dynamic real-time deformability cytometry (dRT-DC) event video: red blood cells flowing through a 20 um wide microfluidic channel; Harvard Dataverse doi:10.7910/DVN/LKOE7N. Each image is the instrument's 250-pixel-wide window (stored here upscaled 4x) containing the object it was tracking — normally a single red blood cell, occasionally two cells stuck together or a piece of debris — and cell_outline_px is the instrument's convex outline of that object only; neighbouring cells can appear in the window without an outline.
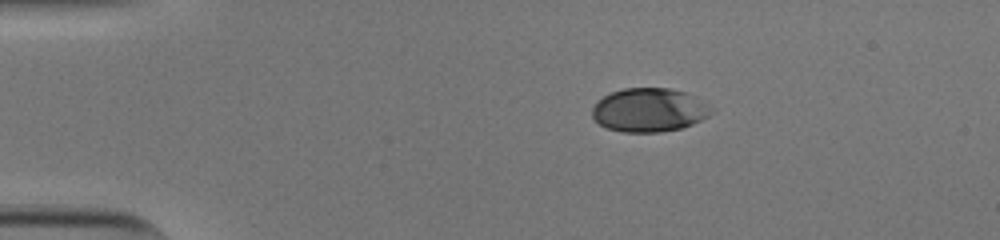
{"species": "human", "species_latin": "Homo sapiens", "temperature_condition": "cold", "stored_images_in_passage": 44, "camera_frame_rate_fps": 3000, "um_per_image_px": 0.085, "donor": {"sex": "male"}, "frame": {"image": 1, "passage_image": 1, "time_ms": 0.0, "image_size_px": [1000, 240], "cell_outline_px": [[712, 112], [708, 116], [692, 124], [680, 128], [660, 132], [624, 132], [608, 128], [600, 124], [592, 116], [592, 108], [596, 100], [612, 92], [624, 88], [672, 88], [684, 92], [708, 104]], "centroid_in_image_um": [55.14, 9.35], "position_along_channel_um": 29.9, "area_um2": 30.11}}
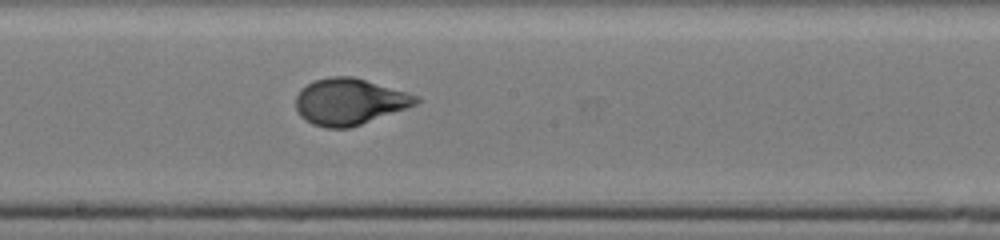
{"frame": {"image": 2, "passage_image": 21, "time_ms": 6.667, "image_size_px": [1000, 240], "cell_outline_px": [[420, 100], [416, 104], [360, 124], [348, 128], [324, 128], [312, 124], [304, 120], [300, 116], [296, 108], [296, 96], [300, 88], [312, 80], [328, 76], [352, 76], [408, 92], [420, 96]], "centroid_in_image_um": [29.65, 8.62], "position_along_channel_um": 218.6, "area_um2": 32.54}}
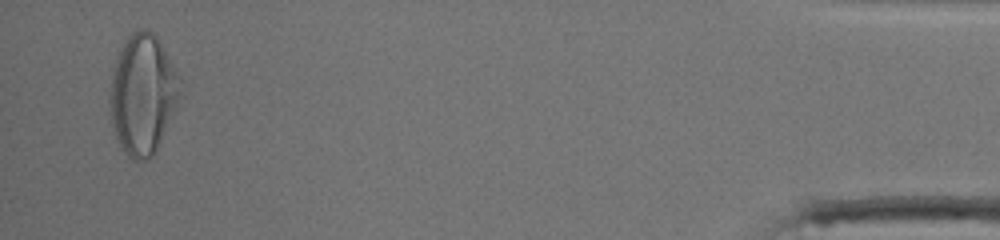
{"frame": {"image": 3, "passage_image": 43, "time_ms": 14.0, "image_size_px": [1000, 240], "cell_outline_px": [[184, 80], [180, 100], [156, 152], [152, 156], [144, 160], [132, 160], [128, 156], [120, 144], [116, 136], [112, 124], [108, 104], [108, 96], [112, 68], [116, 56], [120, 48], [128, 36], [136, 28], [144, 28], [152, 32], [160, 40]], "centroid_in_image_um": [12.16, 7.97], "position_along_channel_um": 423.0, "area_um2": 50.46}, "authors_computed_cell_mechanics": {"area_um2": 32.3102, "velocity_mm_per_s": 3.8289, "shape_relaxation_time_tau1_ms": 4.1145, "shape_relaxation_time_tau2_ms": null, "deformation_change_tau1": 0.1893, "deformation_change_tau2": null}}